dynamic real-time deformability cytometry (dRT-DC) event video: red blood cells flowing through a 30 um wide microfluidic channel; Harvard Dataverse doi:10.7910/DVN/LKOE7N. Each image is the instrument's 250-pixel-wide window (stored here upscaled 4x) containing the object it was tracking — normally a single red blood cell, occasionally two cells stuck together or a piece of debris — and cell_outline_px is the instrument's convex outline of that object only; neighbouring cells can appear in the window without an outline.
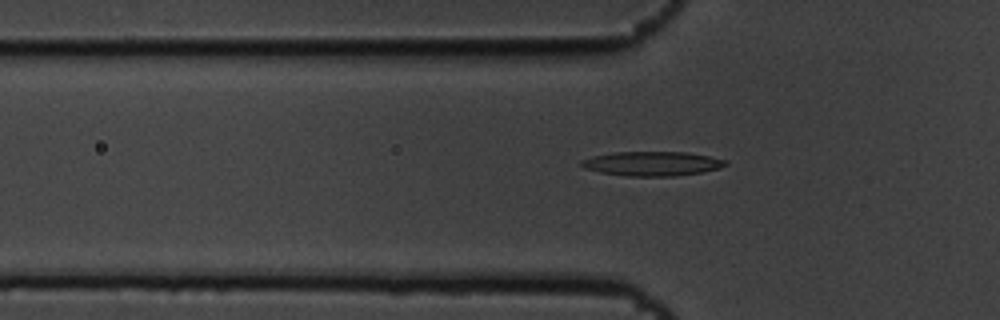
{"species": "common noctule bat (a hibernating species)", "species_latin": "Nyctalus noctula", "temperature_condition": "cold", "stored_images_in_passage": 39, "camera_frame_rate_fps": 3000, "um_per_image_px": 0.085, "animal": {"sex": "male", "body_mass_g": 19.5, "forearm_length_mm": 54.6}, "frame": {"image": 1, "passage_image": 2, "time_ms": 0.333, "image_size_px": [1000, 320], "cell_outline_px": [[728, 164], [720, 168], [700, 172], [676, 176], [628, 176], [600, 172], [584, 168], [580, 164], [580, 160], [592, 156], [612, 152], [688, 152], [728, 160]], "centroid_in_image_um": [55.43, 13.9], "position_along_channel_um": 70.4, "area_um2": 20.52}}
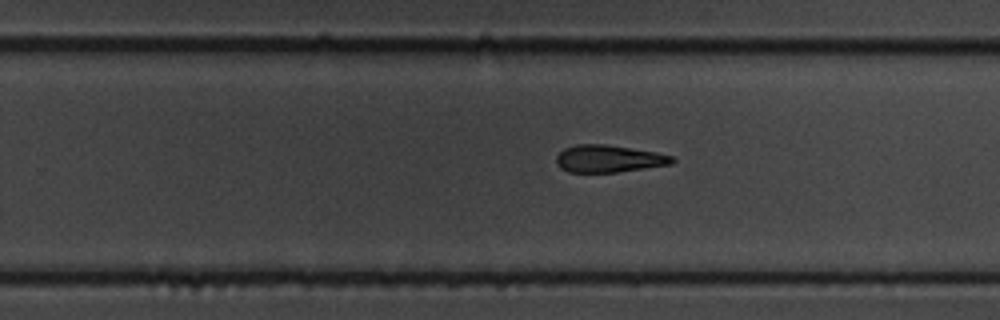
{"frame": {"image": 2, "passage_image": 19, "time_ms": 6.0, "image_size_px": [1000, 320], "cell_outline_px": [[676, 160], [672, 164], [616, 172], [568, 172], [560, 168], [556, 164], [556, 156], [564, 148], [576, 144], [604, 144], [656, 152], [672, 156]], "centroid_in_image_um": [51.71, 13.49], "position_along_channel_um": 278.1, "area_um2": 18.38}}
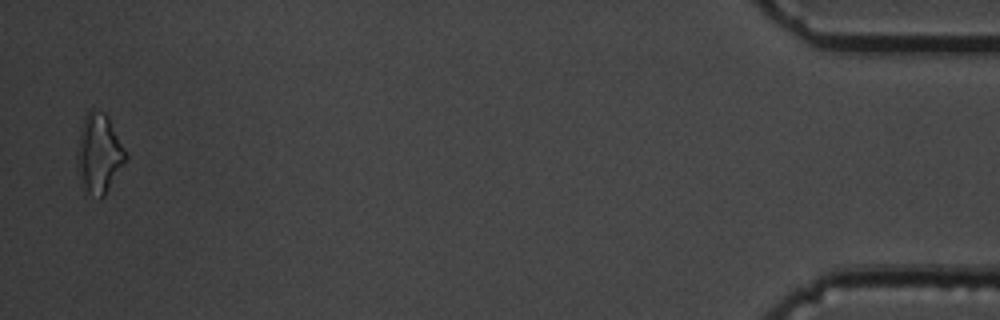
{"frame": {"image": 3, "passage_image": 38, "time_ms": 12.333, "image_size_px": [1000, 320], "cell_outline_px": [[128, 156], [104, 196], [100, 200], [88, 192], [76, 168], [76, 152], [80, 132], [84, 116], [92, 108], [104, 112], [108, 116]], "centroid_in_image_um": [8.4, 13.02], "position_along_channel_um": 426.8, "area_um2": 22.2}, "authors_computed_cell_mechanics": {"area_um2": 19.5364, "velocity_mm_per_s": 3.6734, "shape_relaxation_time_tau1_ms": 4.7942, "shape_relaxation_time_tau2_ms": null, "deformation_change_tau1": 0.1364, "deformation_change_tau2": null}}